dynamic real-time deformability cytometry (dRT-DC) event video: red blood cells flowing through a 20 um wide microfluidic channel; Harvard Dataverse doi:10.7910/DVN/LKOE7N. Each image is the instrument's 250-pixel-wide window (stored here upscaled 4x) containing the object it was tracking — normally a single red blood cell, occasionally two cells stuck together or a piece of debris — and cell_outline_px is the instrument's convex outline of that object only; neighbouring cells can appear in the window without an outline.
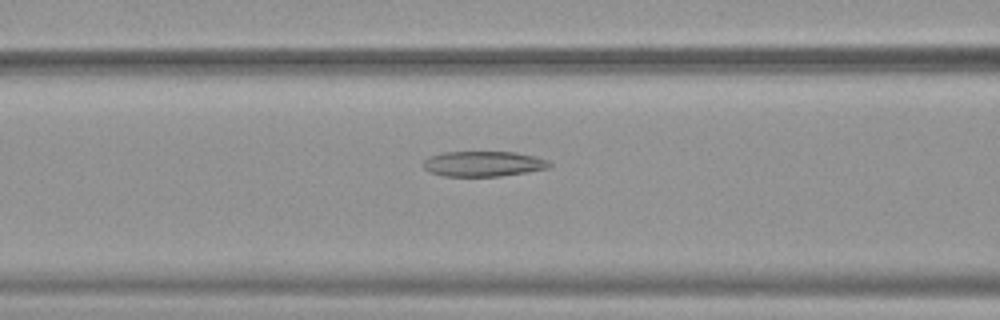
{"species": "common noctule bat (a hibernating species)", "species_latin": "Nyctalus noctula", "temperature_condition": "warm", "stored_images_in_passage": 31, "camera_frame_rate_fps": 3000, "um_per_image_px": 0.085, "animal": {"sex": "female", "body_mass_g": 19.9}, "frame": {"image": 1, "passage_image": 10, "time_ms": 3.0, "image_size_px": [1000, 320], "cell_outline_px": [[552, 164], [548, 168], [528, 172], [500, 176], [444, 176], [428, 172], [424, 168], [424, 160], [428, 156], [444, 152], [516, 152], [536, 156], [548, 160]], "centroid_in_image_um": [41.09, 13.92], "position_along_channel_um": 125.5, "area_um2": 18.73}}
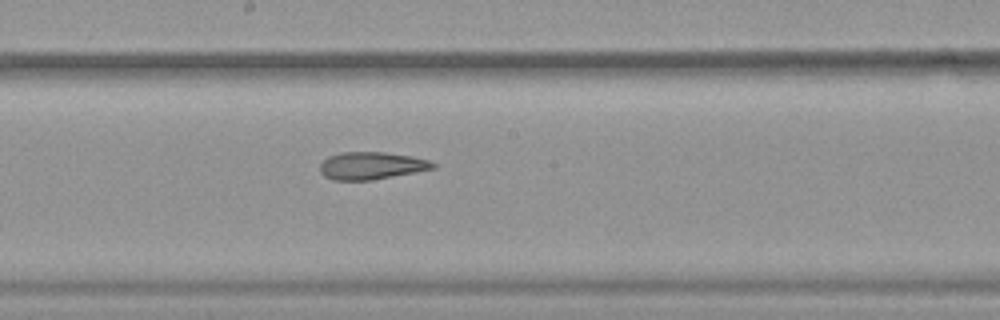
{"frame": {"image": 2, "passage_image": 17, "time_ms": 5.333, "image_size_px": [1000, 320], "cell_outline_px": [[436, 168], [416, 172], [372, 180], [332, 180], [324, 176], [320, 172], [320, 164], [328, 156], [340, 152], [384, 152], [412, 156], [428, 160], [436, 164]], "centroid_in_image_um": [31.56, 14.08], "position_along_channel_um": 216.6, "area_um2": 18.15}}
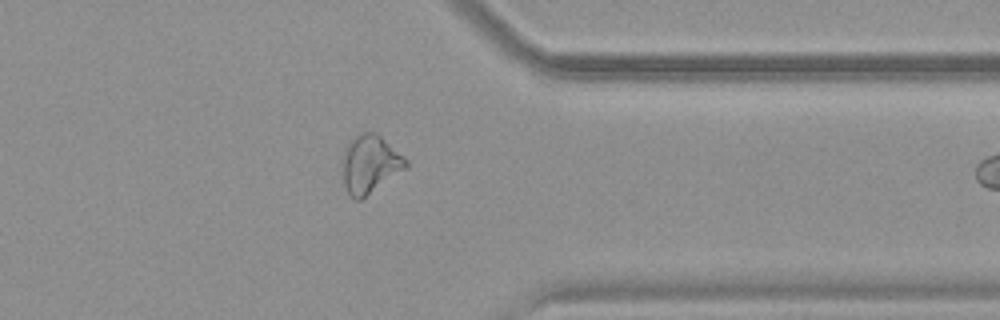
{"frame": {"image": 3, "passage_image": 30, "time_ms": 9.667, "image_size_px": [1000, 320], "cell_outline_px": [[408, 168], [360, 200], [356, 200], [348, 192], [344, 184], [344, 148], [356, 136], [364, 132], [376, 132], [408, 160]], "centroid_in_image_um": [31.49, 13.96], "position_along_channel_um": 379.9, "area_um2": 21.1}}